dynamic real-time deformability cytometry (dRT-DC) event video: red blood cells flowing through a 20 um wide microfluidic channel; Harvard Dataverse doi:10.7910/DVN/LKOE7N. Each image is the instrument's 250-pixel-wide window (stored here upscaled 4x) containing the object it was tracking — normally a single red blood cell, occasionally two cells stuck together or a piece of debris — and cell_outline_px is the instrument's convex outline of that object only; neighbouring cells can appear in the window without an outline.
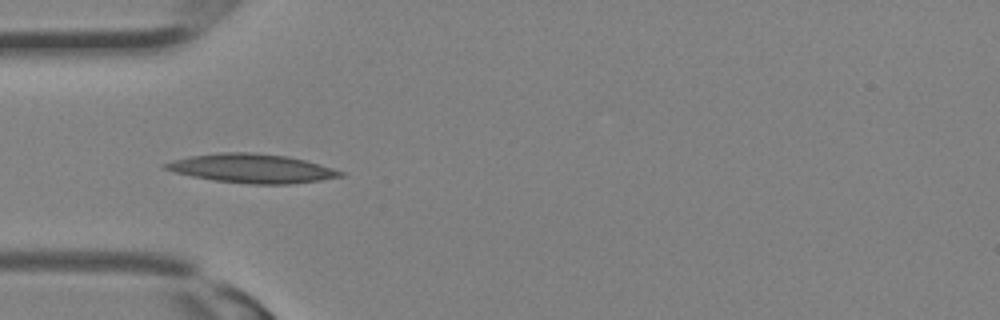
{"species": "Egyptian fruit bat (a non-hibernating species)", "species_latin": "Rousettus aegyptiacus", "temperature_condition": "room temperature", "stored_images_in_passage": 28, "camera_frame_rate_fps": 3000, "um_per_image_px": 0.085, "animal": {"sex": "female"}, "frame": {"image": 1, "passage_image": 7, "time_ms": 2.0, "image_size_px": [1000, 320], "cell_outline_px": [[344, 176], [320, 180], [292, 184], [252, 184], [216, 180], [192, 176], [176, 172], [164, 168], [160, 164], [172, 160], [192, 156], [220, 152], [252, 152], [288, 156], [304, 160], [332, 168], [344, 172]], "centroid_in_image_um": [21.41, 14.31], "position_along_channel_um": 63.6, "area_um2": 29.3}}
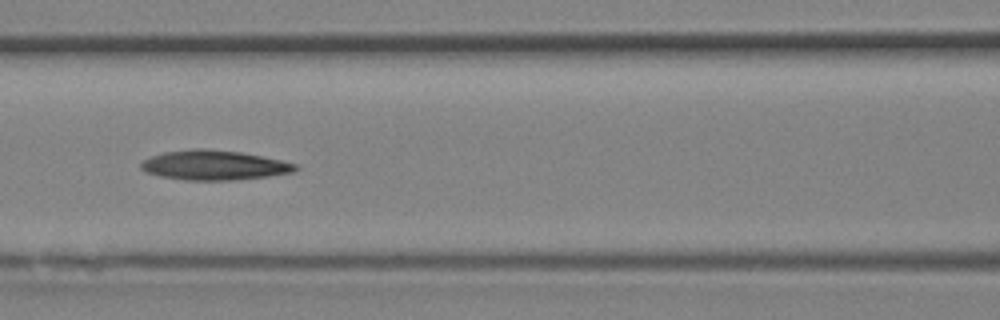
{"frame": {"image": 2, "passage_image": 11, "time_ms": 3.333, "image_size_px": [1000, 320], "cell_outline_px": [[300, 168], [292, 172], [268, 176], [232, 180], [184, 180], [160, 176], [148, 172], [140, 168], [140, 164], [144, 160], [152, 156], [164, 152], [192, 148], [204, 148], [240, 152], [280, 160], [296, 164]], "centroid_in_image_um": [18.19, 14.04], "position_along_channel_um": 148.4, "area_um2": 26.53}}
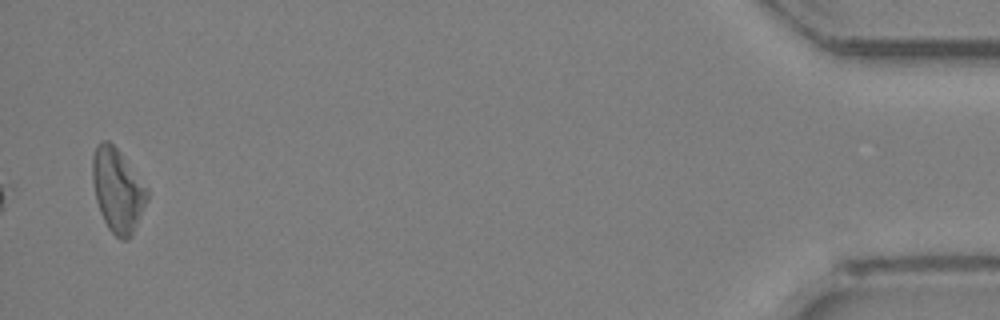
{"frame": {"image": 3, "passage_image": 28, "time_ms": 9.0, "image_size_px": [1000, 320], "cell_outline_px": [[148, 200], [132, 236], [128, 240], [120, 240], [108, 228], [100, 212], [96, 200], [92, 180], [92, 156], [96, 144], [100, 140], [108, 140], [120, 152], [148, 192]], "centroid_in_image_um": [9.97, 16.19], "position_along_channel_um": 425.2, "area_um2": 26.41}}